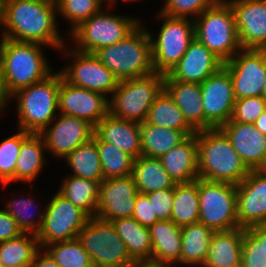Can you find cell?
Instances as JSON below:
<instances>
[{
	"mask_svg": "<svg viewBox=\"0 0 266 267\" xmlns=\"http://www.w3.org/2000/svg\"><path fill=\"white\" fill-rule=\"evenodd\" d=\"M56 1L6 0L0 16L1 36L13 41L38 43L62 50Z\"/></svg>",
	"mask_w": 266,
	"mask_h": 267,
	"instance_id": "1",
	"label": "cell"
},
{
	"mask_svg": "<svg viewBox=\"0 0 266 267\" xmlns=\"http://www.w3.org/2000/svg\"><path fill=\"white\" fill-rule=\"evenodd\" d=\"M42 44L0 37L2 83L8 97L18 90L45 80L53 72Z\"/></svg>",
	"mask_w": 266,
	"mask_h": 267,
	"instance_id": "2",
	"label": "cell"
},
{
	"mask_svg": "<svg viewBox=\"0 0 266 267\" xmlns=\"http://www.w3.org/2000/svg\"><path fill=\"white\" fill-rule=\"evenodd\" d=\"M198 176L212 182L238 185L250 172L220 128L199 130Z\"/></svg>",
	"mask_w": 266,
	"mask_h": 267,
	"instance_id": "3",
	"label": "cell"
},
{
	"mask_svg": "<svg viewBox=\"0 0 266 267\" xmlns=\"http://www.w3.org/2000/svg\"><path fill=\"white\" fill-rule=\"evenodd\" d=\"M94 54L119 81L155 72L149 31L142 23L123 40L103 47Z\"/></svg>",
	"mask_w": 266,
	"mask_h": 267,
	"instance_id": "4",
	"label": "cell"
},
{
	"mask_svg": "<svg viewBox=\"0 0 266 267\" xmlns=\"http://www.w3.org/2000/svg\"><path fill=\"white\" fill-rule=\"evenodd\" d=\"M61 77L59 71L54 72L45 80L22 88L9 97V100H17V129L40 134L55 119Z\"/></svg>",
	"mask_w": 266,
	"mask_h": 267,
	"instance_id": "5",
	"label": "cell"
},
{
	"mask_svg": "<svg viewBox=\"0 0 266 267\" xmlns=\"http://www.w3.org/2000/svg\"><path fill=\"white\" fill-rule=\"evenodd\" d=\"M193 20L195 38L224 63L242 49L234 12L226 0L207 8Z\"/></svg>",
	"mask_w": 266,
	"mask_h": 267,
	"instance_id": "6",
	"label": "cell"
},
{
	"mask_svg": "<svg viewBox=\"0 0 266 267\" xmlns=\"http://www.w3.org/2000/svg\"><path fill=\"white\" fill-rule=\"evenodd\" d=\"M165 75L153 74L120 80L109 98V113L116 118L145 122L149 108L164 89Z\"/></svg>",
	"mask_w": 266,
	"mask_h": 267,
	"instance_id": "7",
	"label": "cell"
},
{
	"mask_svg": "<svg viewBox=\"0 0 266 267\" xmlns=\"http://www.w3.org/2000/svg\"><path fill=\"white\" fill-rule=\"evenodd\" d=\"M77 239L89 254L94 267H128L136 263L111 221L90 217Z\"/></svg>",
	"mask_w": 266,
	"mask_h": 267,
	"instance_id": "8",
	"label": "cell"
},
{
	"mask_svg": "<svg viewBox=\"0 0 266 267\" xmlns=\"http://www.w3.org/2000/svg\"><path fill=\"white\" fill-rule=\"evenodd\" d=\"M141 22L136 17L110 14L102 8L82 22L69 36L76 44L74 49L85 53L118 43L129 35Z\"/></svg>",
	"mask_w": 266,
	"mask_h": 267,
	"instance_id": "9",
	"label": "cell"
},
{
	"mask_svg": "<svg viewBox=\"0 0 266 267\" xmlns=\"http://www.w3.org/2000/svg\"><path fill=\"white\" fill-rule=\"evenodd\" d=\"M198 196L200 223L214 232L239 228L236 185L198 178Z\"/></svg>",
	"mask_w": 266,
	"mask_h": 267,
	"instance_id": "10",
	"label": "cell"
},
{
	"mask_svg": "<svg viewBox=\"0 0 266 267\" xmlns=\"http://www.w3.org/2000/svg\"><path fill=\"white\" fill-rule=\"evenodd\" d=\"M157 18L163 20L157 39L149 33L153 66L155 72L167 75L180 61L195 38L194 20L170 17L161 12H158Z\"/></svg>",
	"mask_w": 266,
	"mask_h": 267,
	"instance_id": "11",
	"label": "cell"
},
{
	"mask_svg": "<svg viewBox=\"0 0 266 267\" xmlns=\"http://www.w3.org/2000/svg\"><path fill=\"white\" fill-rule=\"evenodd\" d=\"M46 205L41 229L36 234L40 248L76 239L90 218L58 191Z\"/></svg>",
	"mask_w": 266,
	"mask_h": 267,
	"instance_id": "12",
	"label": "cell"
},
{
	"mask_svg": "<svg viewBox=\"0 0 266 267\" xmlns=\"http://www.w3.org/2000/svg\"><path fill=\"white\" fill-rule=\"evenodd\" d=\"M70 47L63 53L71 58V65L59 72L70 85L99 92L109 98L118 86V78L93 53L80 52ZM107 94V95H106Z\"/></svg>",
	"mask_w": 266,
	"mask_h": 267,
	"instance_id": "13",
	"label": "cell"
},
{
	"mask_svg": "<svg viewBox=\"0 0 266 267\" xmlns=\"http://www.w3.org/2000/svg\"><path fill=\"white\" fill-rule=\"evenodd\" d=\"M200 87L204 109V130L220 128L231 119L236 102L229 71L223 66L206 78Z\"/></svg>",
	"mask_w": 266,
	"mask_h": 267,
	"instance_id": "14",
	"label": "cell"
},
{
	"mask_svg": "<svg viewBox=\"0 0 266 267\" xmlns=\"http://www.w3.org/2000/svg\"><path fill=\"white\" fill-rule=\"evenodd\" d=\"M229 71L236 100L262 96L266 79V49H241L224 63Z\"/></svg>",
	"mask_w": 266,
	"mask_h": 267,
	"instance_id": "15",
	"label": "cell"
},
{
	"mask_svg": "<svg viewBox=\"0 0 266 267\" xmlns=\"http://www.w3.org/2000/svg\"><path fill=\"white\" fill-rule=\"evenodd\" d=\"M93 133L94 127L84 119L58 114L40 135L44 139L46 151L58 159H64L78 146L88 142Z\"/></svg>",
	"mask_w": 266,
	"mask_h": 267,
	"instance_id": "16",
	"label": "cell"
},
{
	"mask_svg": "<svg viewBox=\"0 0 266 267\" xmlns=\"http://www.w3.org/2000/svg\"><path fill=\"white\" fill-rule=\"evenodd\" d=\"M58 112L84 119L95 127L109 113V98L99 92L76 87L61 77Z\"/></svg>",
	"mask_w": 266,
	"mask_h": 267,
	"instance_id": "17",
	"label": "cell"
},
{
	"mask_svg": "<svg viewBox=\"0 0 266 267\" xmlns=\"http://www.w3.org/2000/svg\"><path fill=\"white\" fill-rule=\"evenodd\" d=\"M237 187L239 227L266 224V169H252Z\"/></svg>",
	"mask_w": 266,
	"mask_h": 267,
	"instance_id": "18",
	"label": "cell"
},
{
	"mask_svg": "<svg viewBox=\"0 0 266 267\" xmlns=\"http://www.w3.org/2000/svg\"><path fill=\"white\" fill-rule=\"evenodd\" d=\"M138 191L132 175L104 179L99 185L97 217L113 221L132 217Z\"/></svg>",
	"mask_w": 266,
	"mask_h": 267,
	"instance_id": "19",
	"label": "cell"
},
{
	"mask_svg": "<svg viewBox=\"0 0 266 267\" xmlns=\"http://www.w3.org/2000/svg\"><path fill=\"white\" fill-rule=\"evenodd\" d=\"M234 12L242 49H266V0H226Z\"/></svg>",
	"mask_w": 266,
	"mask_h": 267,
	"instance_id": "20",
	"label": "cell"
},
{
	"mask_svg": "<svg viewBox=\"0 0 266 267\" xmlns=\"http://www.w3.org/2000/svg\"><path fill=\"white\" fill-rule=\"evenodd\" d=\"M224 62L199 40L189 44L180 61L165 75L164 81H181L201 84L206 78L219 71Z\"/></svg>",
	"mask_w": 266,
	"mask_h": 267,
	"instance_id": "21",
	"label": "cell"
},
{
	"mask_svg": "<svg viewBox=\"0 0 266 267\" xmlns=\"http://www.w3.org/2000/svg\"><path fill=\"white\" fill-rule=\"evenodd\" d=\"M220 129L250 170L266 169V135L254 124L227 122Z\"/></svg>",
	"mask_w": 266,
	"mask_h": 267,
	"instance_id": "22",
	"label": "cell"
},
{
	"mask_svg": "<svg viewBox=\"0 0 266 267\" xmlns=\"http://www.w3.org/2000/svg\"><path fill=\"white\" fill-rule=\"evenodd\" d=\"M94 133L102 141L114 144L134 159L142 155L139 122L119 119L108 113L94 127Z\"/></svg>",
	"mask_w": 266,
	"mask_h": 267,
	"instance_id": "23",
	"label": "cell"
},
{
	"mask_svg": "<svg viewBox=\"0 0 266 267\" xmlns=\"http://www.w3.org/2000/svg\"><path fill=\"white\" fill-rule=\"evenodd\" d=\"M160 161L175 184L190 183L198 176V141L195 134L163 154Z\"/></svg>",
	"mask_w": 266,
	"mask_h": 267,
	"instance_id": "24",
	"label": "cell"
},
{
	"mask_svg": "<svg viewBox=\"0 0 266 267\" xmlns=\"http://www.w3.org/2000/svg\"><path fill=\"white\" fill-rule=\"evenodd\" d=\"M149 229L152 239L151 263L157 266L180 267L181 227L172 220H160Z\"/></svg>",
	"mask_w": 266,
	"mask_h": 267,
	"instance_id": "25",
	"label": "cell"
},
{
	"mask_svg": "<svg viewBox=\"0 0 266 267\" xmlns=\"http://www.w3.org/2000/svg\"><path fill=\"white\" fill-rule=\"evenodd\" d=\"M243 228L214 232L202 267H241Z\"/></svg>",
	"mask_w": 266,
	"mask_h": 267,
	"instance_id": "26",
	"label": "cell"
},
{
	"mask_svg": "<svg viewBox=\"0 0 266 267\" xmlns=\"http://www.w3.org/2000/svg\"><path fill=\"white\" fill-rule=\"evenodd\" d=\"M164 90L182 111L187 123L195 130H204V109L199 83L164 81Z\"/></svg>",
	"mask_w": 266,
	"mask_h": 267,
	"instance_id": "27",
	"label": "cell"
},
{
	"mask_svg": "<svg viewBox=\"0 0 266 267\" xmlns=\"http://www.w3.org/2000/svg\"><path fill=\"white\" fill-rule=\"evenodd\" d=\"M115 231L124 241L128 254L136 262L151 263L152 239L150 229L143 227L133 217L111 221Z\"/></svg>",
	"mask_w": 266,
	"mask_h": 267,
	"instance_id": "28",
	"label": "cell"
},
{
	"mask_svg": "<svg viewBox=\"0 0 266 267\" xmlns=\"http://www.w3.org/2000/svg\"><path fill=\"white\" fill-rule=\"evenodd\" d=\"M196 131H179L146 122L140 123L142 156L160 158Z\"/></svg>",
	"mask_w": 266,
	"mask_h": 267,
	"instance_id": "29",
	"label": "cell"
},
{
	"mask_svg": "<svg viewBox=\"0 0 266 267\" xmlns=\"http://www.w3.org/2000/svg\"><path fill=\"white\" fill-rule=\"evenodd\" d=\"M44 139L40 134L31 133L21 144L19 157L15 166V182L30 183L41 173L46 165Z\"/></svg>",
	"mask_w": 266,
	"mask_h": 267,
	"instance_id": "30",
	"label": "cell"
},
{
	"mask_svg": "<svg viewBox=\"0 0 266 267\" xmlns=\"http://www.w3.org/2000/svg\"><path fill=\"white\" fill-rule=\"evenodd\" d=\"M214 231L198 222L181 227L180 267H202Z\"/></svg>",
	"mask_w": 266,
	"mask_h": 267,
	"instance_id": "31",
	"label": "cell"
},
{
	"mask_svg": "<svg viewBox=\"0 0 266 267\" xmlns=\"http://www.w3.org/2000/svg\"><path fill=\"white\" fill-rule=\"evenodd\" d=\"M132 177L137 191L149 194L158 190L172 189L174 181L165 171L159 158L139 156L133 161Z\"/></svg>",
	"mask_w": 266,
	"mask_h": 267,
	"instance_id": "32",
	"label": "cell"
},
{
	"mask_svg": "<svg viewBox=\"0 0 266 267\" xmlns=\"http://www.w3.org/2000/svg\"><path fill=\"white\" fill-rule=\"evenodd\" d=\"M98 181L73 175L65 177L58 192L89 217L95 216L99 200Z\"/></svg>",
	"mask_w": 266,
	"mask_h": 267,
	"instance_id": "33",
	"label": "cell"
},
{
	"mask_svg": "<svg viewBox=\"0 0 266 267\" xmlns=\"http://www.w3.org/2000/svg\"><path fill=\"white\" fill-rule=\"evenodd\" d=\"M64 160L73 171L70 175L99 183L103 181L102 164L96 141L93 138L78 146Z\"/></svg>",
	"mask_w": 266,
	"mask_h": 267,
	"instance_id": "34",
	"label": "cell"
},
{
	"mask_svg": "<svg viewBox=\"0 0 266 267\" xmlns=\"http://www.w3.org/2000/svg\"><path fill=\"white\" fill-rule=\"evenodd\" d=\"M171 220L179 227L199 222L198 179L175 184Z\"/></svg>",
	"mask_w": 266,
	"mask_h": 267,
	"instance_id": "35",
	"label": "cell"
},
{
	"mask_svg": "<svg viewBox=\"0 0 266 267\" xmlns=\"http://www.w3.org/2000/svg\"><path fill=\"white\" fill-rule=\"evenodd\" d=\"M145 122L179 131H195L187 123L182 111L164 89L150 106Z\"/></svg>",
	"mask_w": 266,
	"mask_h": 267,
	"instance_id": "36",
	"label": "cell"
},
{
	"mask_svg": "<svg viewBox=\"0 0 266 267\" xmlns=\"http://www.w3.org/2000/svg\"><path fill=\"white\" fill-rule=\"evenodd\" d=\"M39 249L36 234L22 233L14 239L0 243V262L3 267L32 265Z\"/></svg>",
	"mask_w": 266,
	"mask_h": 267,
	"instance_id": "37",
	"label": "cell"
},
{
	"mask_svg": "<svg viewBox=\"0 0 266 267\" xmlns=\"http://www.w3.org/2000/svg\"><path fill=\"white\" fill-rule=\"evenodd\" d=\"M92 138L97 144L103 180L132 175L134 158L131 155L120 150L114 144L102 141L95 133Z\"/></svg>",
	"mask_w": 266,
	"mask_h": 267,
	"instance_id": "38",
	"label": "cell"
},
{
	"mask_svg": "<svg viewBox=\"0 0 266 267\" xmlns=\"http://www.w3.org/2000/svg\"><path fill=\"white\" fill-rule=\"evenodd\" d=\"M60 267H94L89 254L76 238L44 247Z\"/></svg>",
	"mask_w": 266,
	"mask_h": 267,
	"instance_id": "39",
	"label": "cell"
},
{
	"mask_svg": "<svg viewBox=\"0 0 266 267\" xmlns=\"http://www.w3.org/2000/svg\"><path fill=\"white\" fill-rule=\"evenodd\" d=\"M30 134L18 129L16 134L0 142V183L4 187L10 182H15V166L21 144Z\"/></svg>",
	"mask_w": 266,
	"mask_h": 267,
	"instance_id": "40",
	"label": "cell"
},
{
	"mask_svg": "<svg viewBox=\"0 0 266 267\" xmlns=\"http://www.w3.org/2000/svg\"><path fill=\"white\" fill-rule=\"evenodd\" d=\"M5 204L4 210L15 219L18 227L23 233L37 234L40 231L45 215V209L40 210L39 212H42H38L35 216L36 218L33 217L35 211L33 213L28 212L29 208H34V206H36L33 196H29L27 199L23 197L17 199L16 197V199L9 200V202Z\"/></svg>",
	"mask_w": 266,
	"mask_h": 267,
	"instance_id": "41",
	"label": "cell"
},
{
	"mask_svg": "<svg viewBox=\"0 0 266 267\" xmlns=\"http://www.w3.org/2000/svg\"><path fill=\"white\" fill-rule=\"evenodd\" d=\"M105 0H56L57 14L70 22L69 34L82 22L98 13Z\"/></svg>",
	"mask_w": 266,
	"mask_h": 267,
	"instance_id": "42",
	"label": "cell"
},
{
	"mask_svg": "<svg viewBox=\"0 0 266 267\" xmlns=\"http://www.w3.org/2000/svg\"><path fill=\"white\" fill-rule=\"evenodd\" d=\"M241 267H266L263 252V225L244 229Z\"/></svg>",
	"mask_w": 266,
	"mask_h": 267,
	"instance_id": "43",
	"label": "cell"
},
{
	"mask_svg": "<svg viewBox=\"0 0 266 267\" xmlns=\"http://www.w3.org/2000/svg\"><path fill=\"white\" fill-rule=\"evenodd\" d=\"M222 0H165L164 6L159 11L170 17L196 19L207 8L212 7ZM194 18H191V17Z\"/></svg>",
	"mask_w": 266,
	"mask_h": 267,
	"instance_id": "44",
	"label": "cell"
},
{
	"mask_svg": "<svg viewBox=\"0 0 266 267\" xmlns=\"http://www.w3.org/2000/svg\"><path fill=\"white\" fill-rule=\"evenodd\" d=\"M266 110V99L263 96L237 99L232 117L228 122L254 124L257 118Z\"/></svg>",
	"mask_w": 266,
	"mask_h": 267,
	"instance_id": "45",
	"label": "cell"
},
{
	"mask_svg": "<svg viewBox=\"0 0 266 267\" xmlns=\"http://www.w3.org/2000/svg\"><path fill=\"white\" fill-rule=\"evenodd\" d=\"M154 208V214H157L159 220H171L173 209L174 188L158 190L146 194Z\"/></svg>",
	"mask_w": 266,
	"mask_h": 267,
	"instance_id": "46",
	"label": "cell"
},
{
	"mask_svg": "<svg viewBox=\"0 0 266 267\" xmlns=\"http://www.w3.org/2000/svg\"><path fill=\"white\" fill-rule=\"evenodd\" d=\"M132 217L143 227L150 228L155 222L160 221L157 214H154L152 203L146 194L139 193L136 197L135 208Z\"/></svg>",
	"mask_w": 266,
	"mask_h": 267,
	"instance_id": "47",
	"label": "cell"
},
{
	"mask_svg": "<svg viewBox=\"0 0 266 267\" xmlns=\"http://www.w3.org/2000/svg\"><path fill=\"white\" fill-rule=\"evenodd\" d=\"M15 219L3 208L0 209V243L14 239L22 234Z\"/></svg>",
	"mask_w": 266,
	"mask_h": 267,
	"instance_id": "48",
	"label": "cell"
},
{
	"mask_svg": "<svg viewBox=\"0 0 266 267\" xmlns=\"http://www.w3.org/2000/svg\"><path fill=\"white\" fill-rule=\"evenodd\" d=\"M31 267H60L50 254L44 249L40 248L33 259Z\"/></svg>",
	"mask_w": 266,
	"mask_h": 267,
	"instance_id": "49",
	"label": "cell"
},
{
	"mask_svg": "<svg viewBox=\"0 0 266 267\" xmlns=\"http://www.w3.org/2000/svg\"><path fill=\"white\" fill-rule=\"evenodd\" d=\"M9 97L5 93L3 83H2V74H1V66H0V114L3 113L4 108L7 107L9 103Z\"/></svg>",
	"mask_w": 266,
	"mask_h": 267,
	"instance_id": "50",
	"label": "cell"
},
{
	"mask_svg": "<svg viewBox=\"0 0 266 267\" xmlns=\"http://www.w3.org/2000/svg\"><path fill=\"white\" fill-rule=\"evenodd\" d=\"M254 126L264 135H266V110L254 122Z\"/></svg>",
	"mask_w": 266,
	"mask_h": 267,
	"instance_id": "51",
	"label": "cell"
},
{
	"mask_svg": "<svg viewBox=\"0 0 266 267\" xmlns=\"http://www.w3.org/2000/svg\"><path fill=\"white\" fill-rule=\"evenodd\" d=\"M128 267H160L155 264L149 263V262H138L134 265L128 266Z\"/></svg>",
	"mask_w": 266,
	"mask_h": 267,
	"instance_id": "52",
	"label": "cell"
},
{
	"mask_svg": "<svg viewBox=\"0 0 266 267\" xmlns=\"http://www.w3.org/2000/svg\"><path fill=\"white\" fill-rule=\"evenodd\" d=\"M263 252L266 255V224L263 225Z\"/></svg>",
	"mask_w": 266,
	"mask_h": 267,
	"instance_id": "53",
	"label": "cell"
},
{
	"mask_svg": "<svg viewBox=\"0 0 266 267\" xmlns=\"http://www.w3.org/2000/svg\"><path fill=\"white\" fill-rule=\"evenodd\" d=\"M115 1H117V0H109V1L107 2V4L104 3V6H107V5H108L106 8L109 9V7H111V6L113 7L112 4L116 3ZM123 1H127V2L129 1V2H131V1H137V0H123Z\"/></svg>",
	"mask_w": 266,
	"mask_h": 267,
	"instance_id": "54",
	"label": "cell"
},
{
	"mask_svg": "<svg viewBox=\"0 0 266 267\" xmlns=\"http://www.w3.org/2000/svg\"><path fill=\"white\" fill-rule=\"evenodd\" d=\"M5 2H6V0H0V16L2 14Z\"/></svg>",
	"mask_w": 266,
	"mask_h": 267,
	"instance_id": "55",
	"label": "cell"
},
{
	"mask_svg": "<svg viewBox=\"0 0 266 267\" xmlns=\"http://www.w3.org/2000/svg\"><path fill=\"white\" fill-rule=\"evenodd\" d=\"M262 96L266 99V79H265L264 85H263Z\"/></svg>",
	"mask_w": 266,
	"mask_h": 267,
	"instance_id": "56",
	"label": "cell"
},
{
	"mask_svg": "<svg viewBox=\"0 0 266 267\" xmlns=\"http://www.w3.org/2000/svg\"><path fill=\"white\" fill-rule=\"evenodd\" d=\"M14 267H31V265L14 266Z\"/></svg>",
	"mask_w": 266,
	"mask_h": 267,
	"instance_id": "57",
	"label": "cell"
},
{
	"mask_svg": "<svg viewBox=\"0 0 266 267\" xmlns=\"http://www.w3.org/2000/svg\"><path fill=\"white\" fill-rule=\"evenodd\" d=\"M36 1H53V0H36Z\"/></svg>",
	"mask_w": 266,
	"mask_h": 267,
	"instance_id": "58",
	"label": "cell"
},
{
	"mask_svg": "<svg viewBox=\"0 0 266 267\" xmlns=\"http://www.w3.org/2000/svg\"><path fill=\"white\" fill-rule=\"evenodd\" d=\"M160 267H177V266H160Z\"/></svg>",
	"mask_w": 266,
	"mask_h": 267,
	"instance_id": "59",
	"label": "cell"
}]
</instances>
